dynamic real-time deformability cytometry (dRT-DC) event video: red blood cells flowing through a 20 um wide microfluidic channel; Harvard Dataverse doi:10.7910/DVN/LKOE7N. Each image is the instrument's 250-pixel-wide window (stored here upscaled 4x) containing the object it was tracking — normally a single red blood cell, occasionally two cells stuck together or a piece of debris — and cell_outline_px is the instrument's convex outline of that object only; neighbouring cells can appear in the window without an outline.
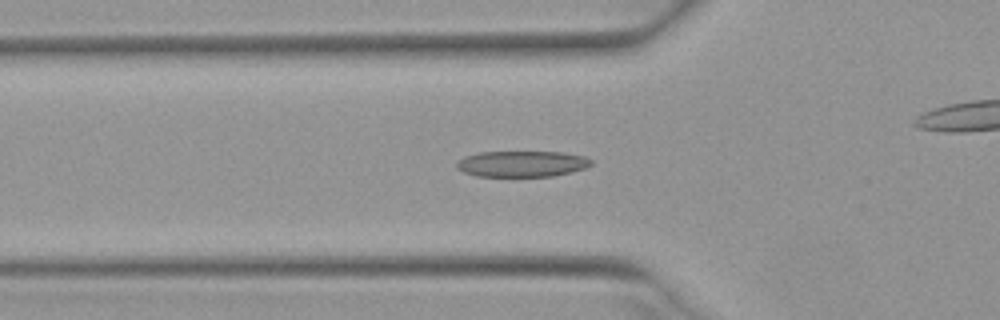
{"species": "Egyptian fruit bat (a non-hibernating species)", "species_latin": "Rousettus aegyptiacus", "temperature_condition": "warm", "stored_images_in_passage": 42, "camera_frame_rate_fps": 3000, "um_per_image_px": 0.085, "animal": {"sex": "female"}, "frame": {"image": 1, "passage_image": 17, "time_ms": 5.333, "image_size_px": [1000, 320], "cell_outline_px": [[592, 164], [584, 168], [572, 172], [552, 176], [476, 176], [464, 172], [456, 168], [456, 164], [464, 156], [480, 152], [564, 152], [584, 156], [592, 160]], "centroid_in_image_um": [44.37, 13.92], "position_along_channel_um": 81.4, "area_um2": 20.35}}
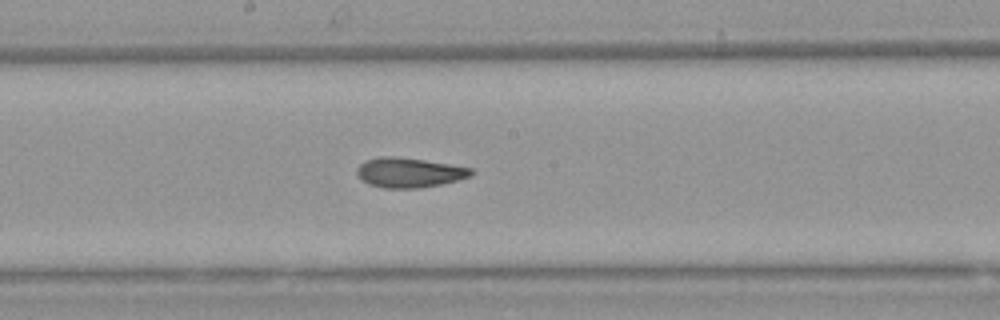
{"frame": {"image": 2, "passage_image": 27, "time_ms": 8.667, "image_size_px": [1000, 320], "cell_outline_px": [[476, 172], [472, 176], [440, 184], [420, 188], [384, 188], [368, 184], [356, 172], [356, 168], [360, 164], [368, 160], [380, 156], [392, 156], [424, 160], [472, 168]], "centroid_in_image_um": [34.8, 14.67], "position_along_channel_um": 213.4, "area_um2": 19.65}}
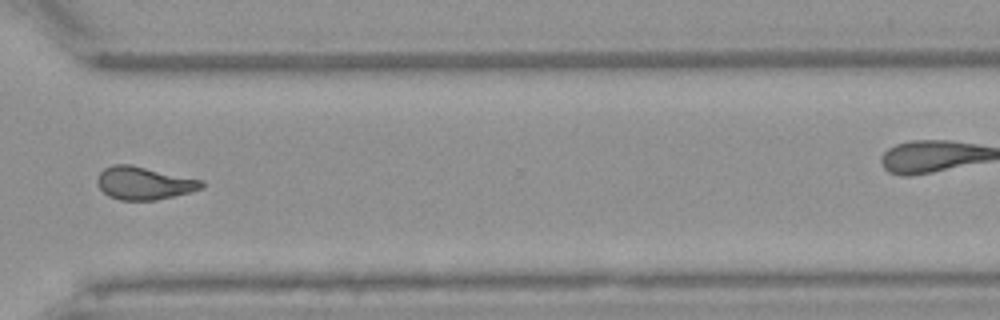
{"frame": {"image": 3, "passage_image": 38, "time_ms": 12.333, "image_size_px": [1000, 320], "cell_outline_px": [[204, 188], [192, 192], [156, 200], [120, 200], [108, 196], [96, 184], [96, 176], [104, 168], [112, 164], [132, 164], [204, 180]], "centroid_in_image_um": [12.25, 15.55], "position_along_channel_um": 358.4, "area_um2": 20.4}, "authors_computed_cell_mechanics": {"area_um2": 19.9699, "velocity_mm_per_s": 3.9532, "shape_relaxation_time_tau1_ms": null, "shape_relaxation_time_tau2_ms": 3.0409, "deformation_change_tau1": null, "deformation_change_tau2": 0.1112}}